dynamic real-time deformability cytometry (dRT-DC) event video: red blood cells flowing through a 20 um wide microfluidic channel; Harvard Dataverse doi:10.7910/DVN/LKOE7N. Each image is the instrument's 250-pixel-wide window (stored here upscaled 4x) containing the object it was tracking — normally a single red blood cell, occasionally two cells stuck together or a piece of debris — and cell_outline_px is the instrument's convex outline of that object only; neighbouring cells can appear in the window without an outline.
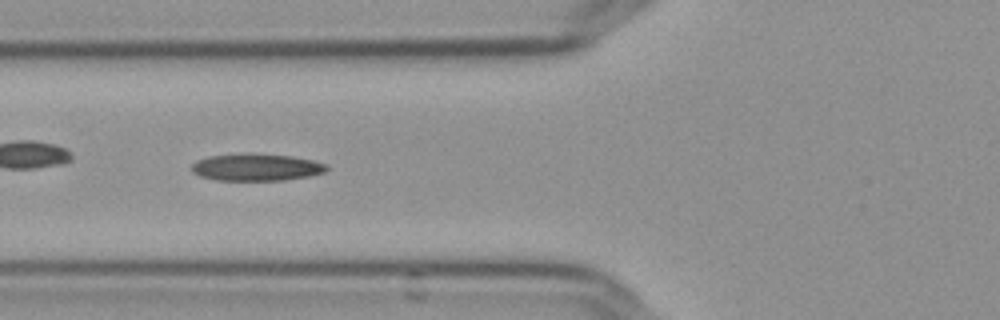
{"species": "Egyptian fruit bat (a non-hibernating species)", "species_latin": "Rousettus aegyptiacus", "temperature_condition": "cold", "stored_images_in_passage": 49, "camera_frame_rate_fps": 3000, "um_per_image_px": 0.085, "frame": {"image": 1, "passage_image": 15, "time_ms": 4.667, "image_size_px": [1000, 320], "cell_outline_px": [[328, 168], [324, 172], [308, 176], [284, 180], [216, 180], [200, 176], [192, 172], [192, 164], [196, 160], [208, 156], [292, 156], [312, 160], [328, 164]], "centroid_in_image_um": [21.8, 14.26], "position_along_channel_um": 104.0, "area_um2": 20.35}}
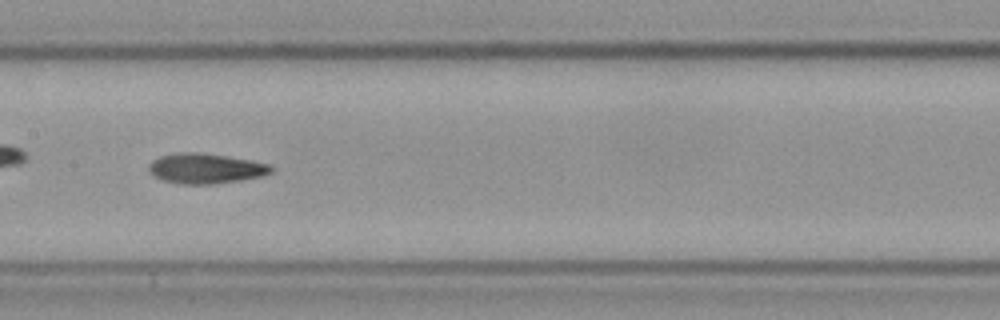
{"frame": {"image": 2, "passage_image": 22, "time_ms": 7.0, "image_size_px": [1000, 320], "cell_outline_px": [[276, 168], [272, 172], [260, 176], [240, 180], [212, 184], [180, 184], [164, 180], [148, 172], [148, 164], [152, 160], [160, 156], [176, 152], [200, 152], [228, 156], [252, 160], [268, 164]], "centroid_in_image_um": [17.47, 14.3], "position_along_channel_um": 189.9, "area_um2": 21.62}}
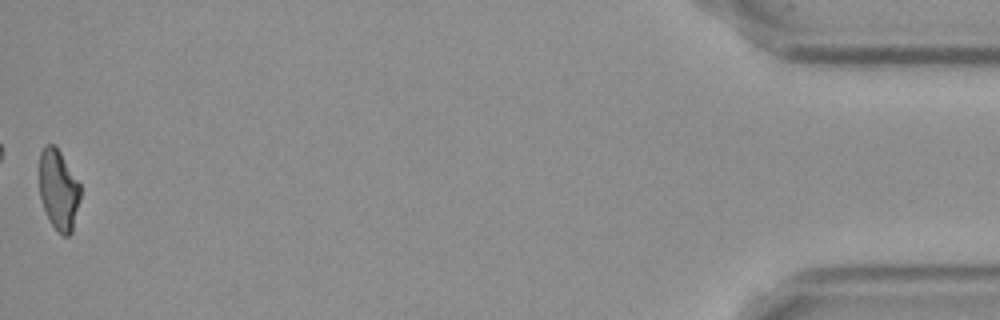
{"frame": {"image": 3, "passage_image": 49, "time_ms": 16.0, "image_size_px": [1000, 320], "cell_outline_px": [[80, 200], [72, 232], [68, 236], [64, 236], [52, 224], [44, 208], [40, 196], [40, 152], [44, 144], [56, 144], [80, 184]], "centroid_in_image_um": [4.99, 16.09], "position_along_channel_um": 430.2, "area_um2": 19.13}, "authors_computed_cell_mechanics": {"area_um2": 20.519, "velocity_mm_per_s": 3.6444, "shape_relaxation_time_tau1_ms": 5.6755, "shape_relaxation_time_tau2_ms": 3.9255, "deformation_change_tau1": 0.168, "deformation_change_tau2": 0.1245}}